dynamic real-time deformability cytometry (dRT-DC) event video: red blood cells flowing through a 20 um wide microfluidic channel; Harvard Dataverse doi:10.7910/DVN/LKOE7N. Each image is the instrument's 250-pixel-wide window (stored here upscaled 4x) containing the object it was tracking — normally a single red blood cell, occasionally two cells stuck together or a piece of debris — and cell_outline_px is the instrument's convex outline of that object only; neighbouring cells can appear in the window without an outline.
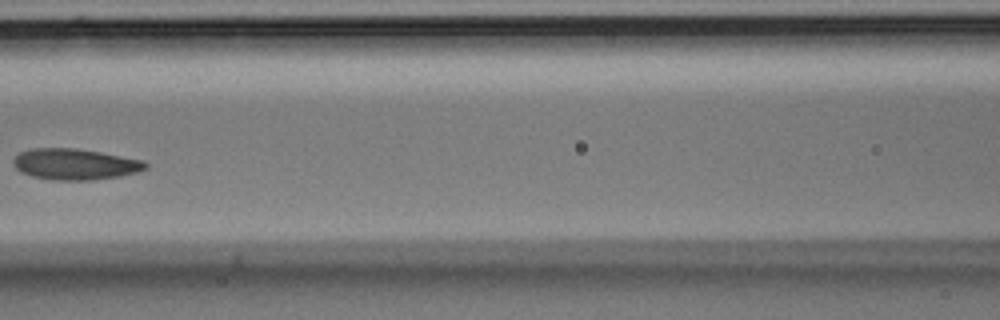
{"species": "Egyptian fruit bat (a non-hibernating species)", "species_latin": "Rousettus aegyptiacus", "temperature_condition": "room temperature", "stored_images_in_passage": 7, "camera_frame_rate_fps": 3000, "um_per_image_px": 0.085, "animal": {"sex": "male"}, "frame": {"image": 1, "passage_image": 6, "time_ms": 1.667, "image_size_px": [1000, 320], "cell_outline_px": [[148, 168], [136, 172], [120, 176], [92, 180], [52, 180], [32, 176], [20, 172], [16, 168], [12, 160], [20, 152], [32, 148], [76, 148], [100, 152], [144, 160], [148, 164]], "centroid_in_image_um": [6.38, 13.96], "position_along_channel_um": 160.2, "area_um2": 23.99}}
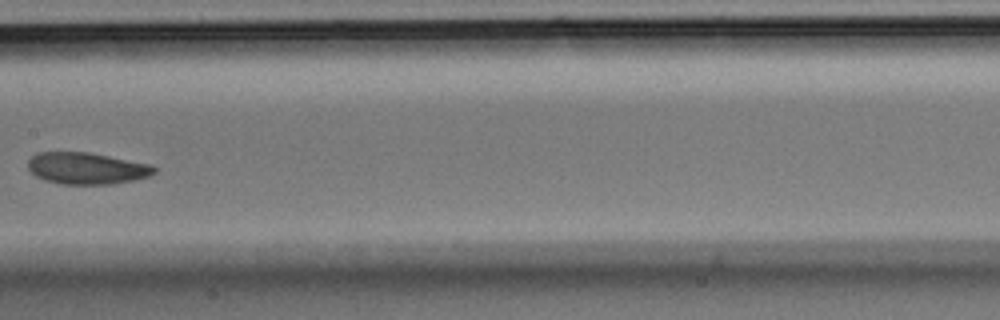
{"frame": {"image": 2, "passage_image": 7, "time_ms": 2.0, "image_size_px": [1000, 320], "cell_outline_px": [[156, 172], [148, 176], [132, 180], [112, 184], [60, 184], [44, 180], [36, 176], [28, 168], [28, 160], [36, 152], [88, 152], [152, 164], [156, 168]], "centroid_in_image_um": [7.36, 14.3], "position_along_channel_um": 200.0, "area_um2": 23.35}}